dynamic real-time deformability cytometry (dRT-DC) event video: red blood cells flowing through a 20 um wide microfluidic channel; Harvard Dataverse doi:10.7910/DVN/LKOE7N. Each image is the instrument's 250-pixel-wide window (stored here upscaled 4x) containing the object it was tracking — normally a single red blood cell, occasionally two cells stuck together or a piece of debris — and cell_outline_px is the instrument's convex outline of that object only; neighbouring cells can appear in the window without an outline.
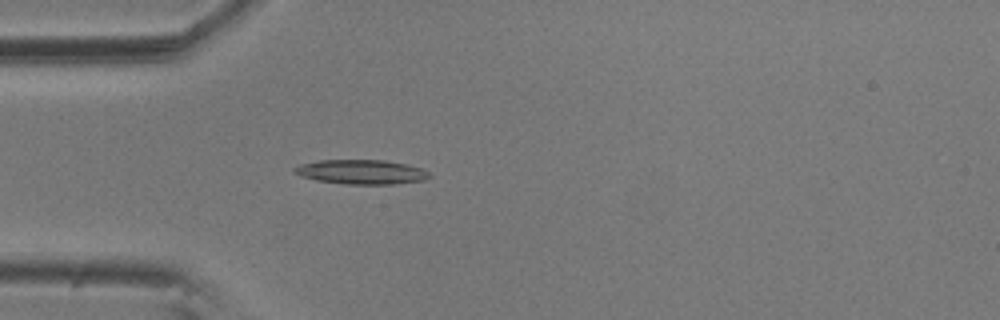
{"species": "common noctule bat (a hibernating species)", "species_latin": "Nyctalus noctula", "temperature_condition": "room temperature", "stored_images_in_passage": 5, "camera_frame_rate_fps": 3000, "um_per_image_px": 0.085, "animal": {"sex": "male", "body_mass_g": 20.5, "forearm_length_mm": 52.5}, "frame": {"image": 1, "passage_image": 5, "time_ms": 1.333, "image_size_px": [1000, 320], "cell_outline_px": [[432, 176], [424, 180], [396, 184], [348, 184], [316, 180], [300, 176], [292, 172], [292, 168], [300, 164], [320, 160], [384, 160], [404, 164], [420, 168], [428, 172]], "centroid_in_image_um": [30.67, 14.62], "position_along_channel_um": 54.3, "area_um2": 19.19}}